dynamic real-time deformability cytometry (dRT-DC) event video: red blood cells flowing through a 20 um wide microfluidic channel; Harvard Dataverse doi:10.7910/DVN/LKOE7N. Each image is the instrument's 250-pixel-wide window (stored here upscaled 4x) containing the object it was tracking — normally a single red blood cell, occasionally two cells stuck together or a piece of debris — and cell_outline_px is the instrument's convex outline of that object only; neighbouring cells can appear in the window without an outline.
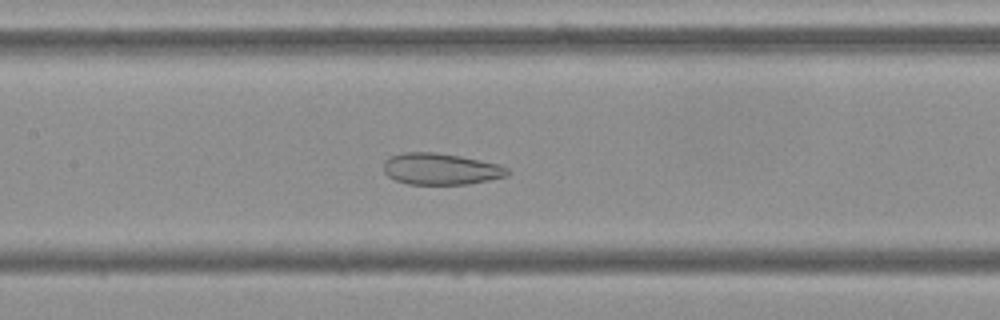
{"species": "Egyptian fruit bat (a non-hibernating species)", "species_latin": "Rousettus aegyptiacus", "temperature_condition": "cold", "stored_images_in_passage": 54, "camera_frame_rate_fps": 3000, "um_per_image_px": 0.085, "frame": {"image": 1, "passage_image": 25, "time_ms": 8.0, "image_size_px": [1000, 320], "cell_outline_px": [[508, 176], [468, 184], [408, 184], [396, 180], [388, 176], [384, 172], [384, 160], [388, 156], [400, 152], [436, 152], [460, 156], [500, 164], [508, 168]], "centroid_in_image_um": [37.44, 14.35], "position_along_channel_um": 170.0, "area_um2": 22.89}}
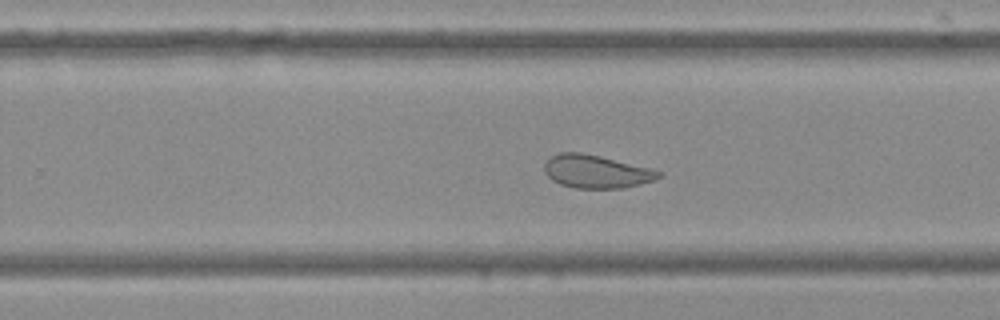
{"frame": {"image": 2, "passage_image": 34, "time_ms": 11.0, "image_size_px": [1000, 320], "cell_outline_px": [[660, 176], [652, 180], [640, 184], [620, 188], [576, 188], [560, 184], [552, 180], [544, 172], [544, 164], [552, 156], [560, 152], [580, 152], [600, 156], [648, 168], [660, 172]], "centroid_in_image_um": [50.61, 14.58], "position_along_channel_um": 279.2, "area_um2": 21.62}}
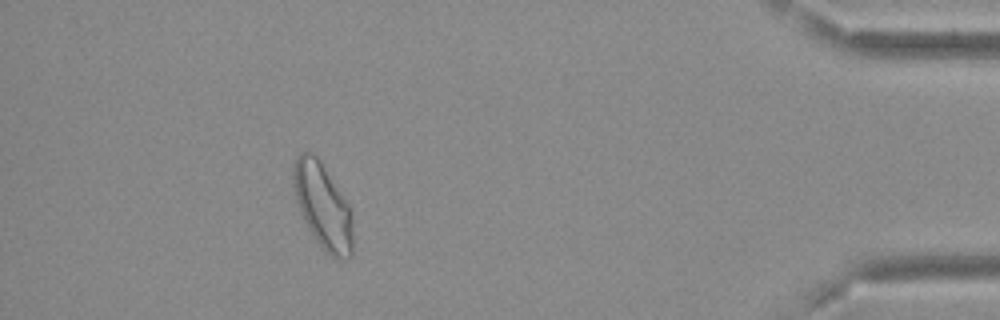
{"frame": {"image": 3, "passage_image": 49, "time_ms": 16.0, "image_size_px": [1000, 320], "cell_outline_px": [[352, 256], [336, 260], [316, 240], [304, 220], [296, 196], [292, 180], [292, 164], [296, 156], [300, 152], [312, 152], [320, 160], [348, 204], [352, 212]], "centroid_in_image_um": [27.43, 17.48], "position_along_channel_um": 407.8, "area_um2": 29.25}, "authors_computed_cell_mechanics": {"area_um2": 28.3509, "velocity_mm_per_s": 3.6506, "shape_relaxation_time_tau1_ms": null, "shape_relaxation_time_tau2_ms": 1.5914, "deformation_change_tau1": null, "deformation_change_tau2": 0.0851}}